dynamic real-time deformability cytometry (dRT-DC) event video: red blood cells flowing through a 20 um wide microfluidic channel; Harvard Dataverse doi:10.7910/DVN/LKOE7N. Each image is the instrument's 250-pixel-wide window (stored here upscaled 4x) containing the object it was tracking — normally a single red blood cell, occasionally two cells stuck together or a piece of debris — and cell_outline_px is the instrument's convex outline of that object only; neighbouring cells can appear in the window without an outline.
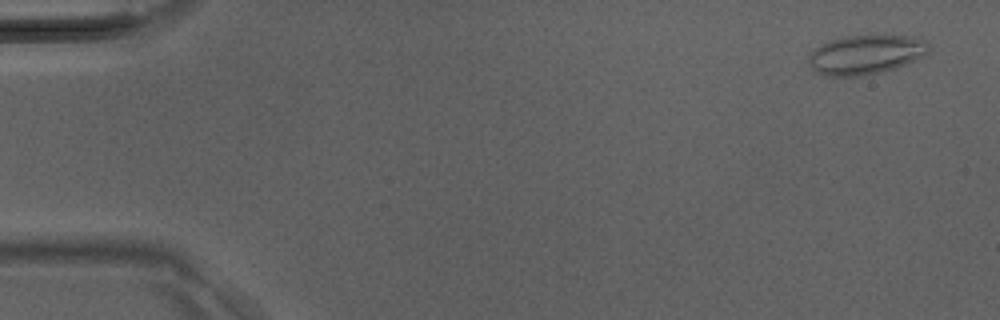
{"species": "Egyptian fruit bat (a non-hibernating species)", "species_latin": "Rousettus aegyptiacus", "temperature_condition": "room temperature", "stored_images_in_passage": 36, "camera_frame_rate_fps": 3000, "um_per_image_px": 0.085, "animal": {"sex": "male"}, "frame": {"image": 1, "passage_image": 2, "time_ms": 0.333, "image_size_px": [1000, 320], "cell_outline_px": [[928, 52], [924, 56], [896, 68], [856, 76], [824, 76], [812, 72], [808, 64], [808, 56], [816, 48], [832, 40], [844, 36], [912, 36], [928, 40]], "centroid_in_image_um": [73.57, 4.65], "position_along_channel_um": 11.4, "area_um2": 27.4}}
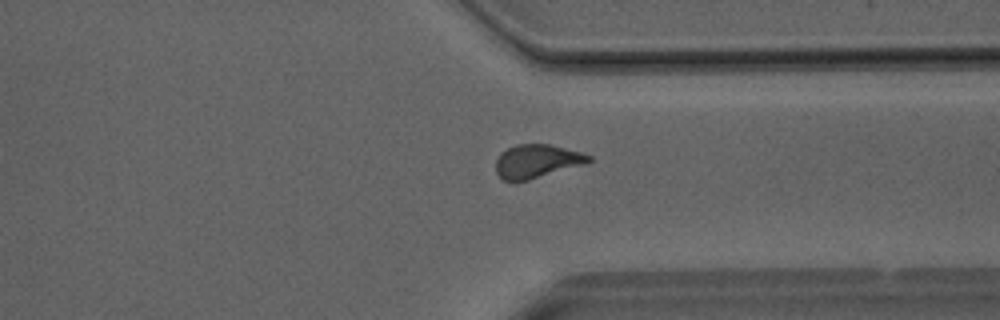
{"frame": {"image": 2, "passage_image": 31, "time_ms": 10.0, "image_size_px": [1000, 320], "cell_outline_px": [[592, 160], [584, 164], [528, 180], [504, 180], [496, 172], [496, 160], [500, 152], [516, 144], [548, 144], [580, 152], [592, 156]], "centroid_in_image_um": [45.62, 13.69], "position_along_channel_um": 365.8, "area_um2": 17.86}}
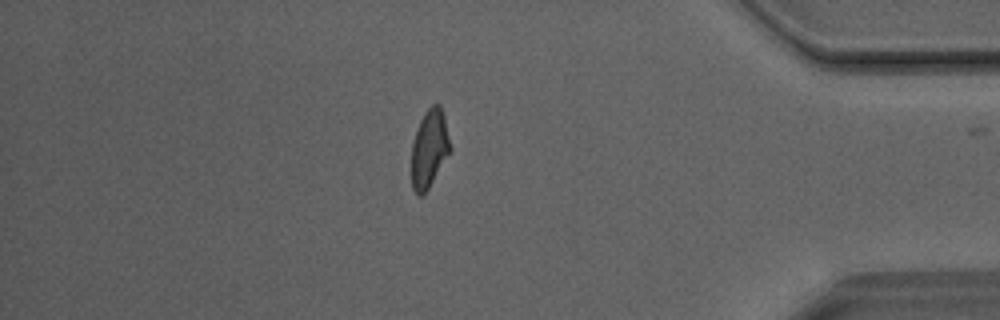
{"frame": {"image": 3, "passage_image": 35, "time_ms": 11.333, "image_size_px": [1000, 320], "cell_outline_px": [[452, 148], [428, 188], [420, 196], [416, 196], [412, 188], [412, 144], [416, 128], [424, 112], [432, 104], [440, 104], [444, 116]], "centroid_in_image_um": [36.49, 12.6], "position_along_channel_um": 398.7, "area_um2": 17.51}}